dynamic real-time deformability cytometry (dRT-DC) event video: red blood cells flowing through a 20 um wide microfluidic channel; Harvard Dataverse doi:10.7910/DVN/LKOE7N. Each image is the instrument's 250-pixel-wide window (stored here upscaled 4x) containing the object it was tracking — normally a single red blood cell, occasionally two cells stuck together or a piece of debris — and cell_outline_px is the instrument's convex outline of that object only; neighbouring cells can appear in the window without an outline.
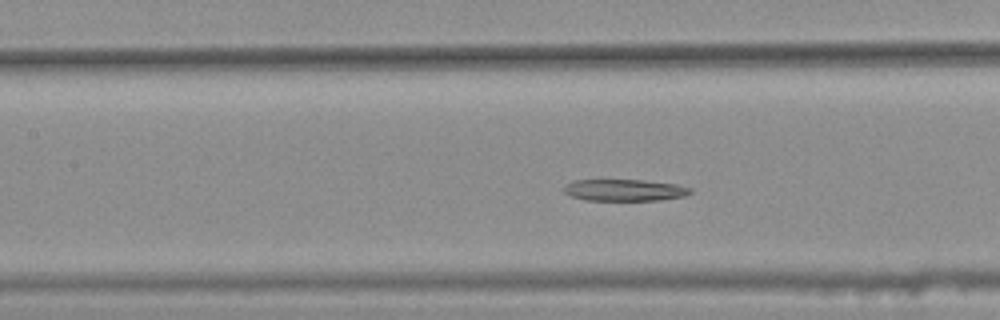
{"species": "common noctule bat (a hibernating species)", "species_latin": "Nyctalus noctula", "temperature_condition": "warm", "stored_images_in_passage": 45, "segment_of_instrument_passage": [2, 2], "camera_frame_rate_fps": 3000, "um_per_image_px": 0.085, "animal": {"sex": "female", "body_mass_g": 25.1}, "frame": {"image": 1, "passage_image": 24, "time_ms": 7.667, "image_size_px": [1000, 320], "cell_outline_px": [[692, 192], [684, 196], [660, 200], [584, 200], [572, 196], [564, 192], [564, 184], [572, 180], [644, 180], [676, 184], [692, 188]], "centroid_in_image_um": [53.08, 16.15], "position_along_channel_um": 154.3, "area_um2": 16.01}}
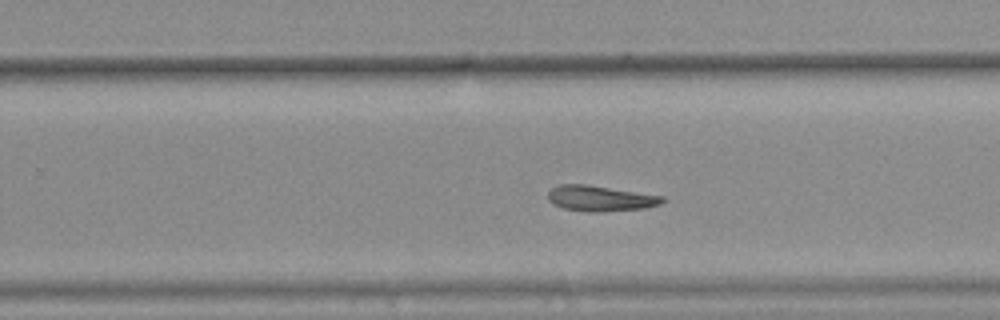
{"frame": {"image": 2, "passage_image": 34, "time_ms": 11.0, "image_size_px": [1000, 320], "cell_outline_px": [[664, 200], [660, 204], [644, 208], [600, 212], [588, 212], [564, 208], [552, 204], [548, 200], [548, 192], [552, 188], [560, 184], [584, 184], [664, 196]], "centroid_in_image_um": [50.99, 16.87], "position_along_channel_um": 278.8, "area_um2": 16.94}}
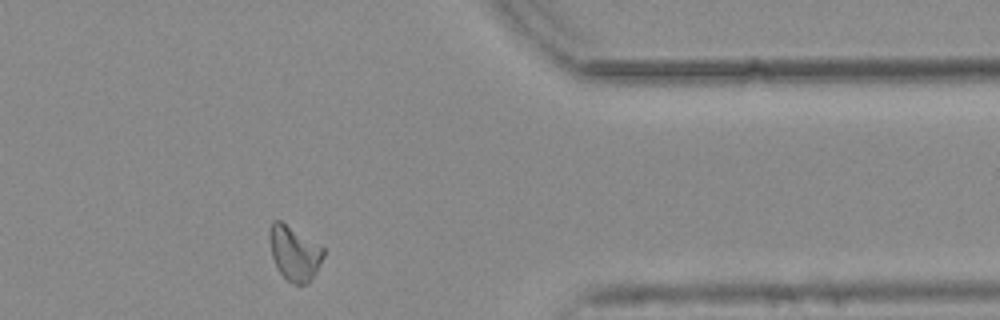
{"frame": {"image": 3, "passage_image": 44, "time_ms": 14.333, "image_size_px": [1000, 320], "cell_outline_px": [[324, 256], [316, 272], [308, 284], [292, 284], [280, 272], [272, 256], [268, 240], [268, 232], [272, 220], [280, 220], [324, 248]], "centroid_in_image_um": [25.0, 21.51], "position_along_channel_um": 386.4, "area_um2": 17.05}}